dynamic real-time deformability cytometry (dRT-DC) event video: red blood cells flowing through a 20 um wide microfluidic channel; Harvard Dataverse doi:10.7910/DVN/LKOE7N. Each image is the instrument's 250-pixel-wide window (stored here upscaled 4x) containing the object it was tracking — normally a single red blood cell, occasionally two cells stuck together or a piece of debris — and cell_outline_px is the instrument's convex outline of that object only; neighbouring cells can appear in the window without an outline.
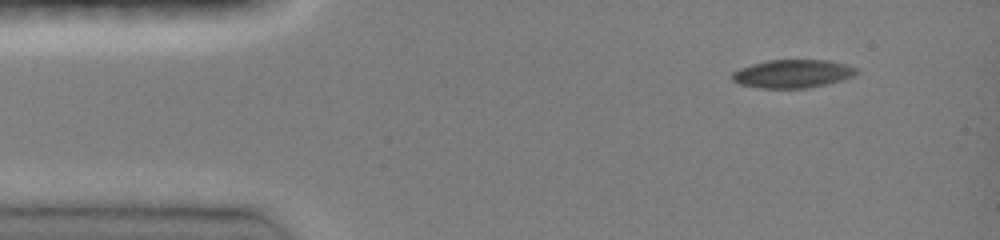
{"species": "common noctule bat (a hibernating species)", "species_latin": "Nyctalus noctula", "temperature_condition": "room temperature", "stored_images_in_passage": 22, "camera_frame_rate_fps": 3000, "um_per_image_px": 0.085, "animal": {"sex": "female", "body_mass_g": 19.0, "forearm_length_mm": 51.5}, "frame": {"image": 1, "passage_image": 1, "time_ms": 0.0, "image_size_px": [1000, 240], "cell_outline_px": [[856, 72], [852, 76], [840, 80], [824, 84], [804, 88], [760, 88], [740, 84], [732, 80], [732, 72], [740, 68], [752, 64], [768, 60], [828, 60], [848, 64], [856, 68]], "centroid_in_image_um": [67.34, 6.26], "position_along_channel_um": 17.7, "area_um2": 20.23}}
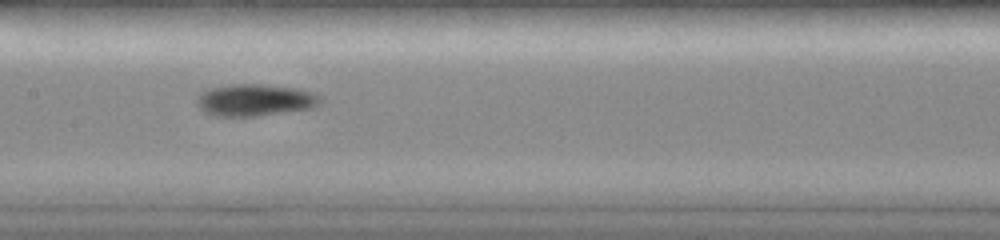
{"frame": {"image": 2, "passage_image": 13, "time_ms": 4.0, "image_size_px": [1000, 240], "cell_outline_px": [[320, 104], [316, 108], [256, 116], [212, 116], [204, 112], [196, 104], [196, 100], [204, 92], [212, 88], [232, 84], [256, 84], [296, 88], [316, 92], [320, 100]], "centroid_in_image_um": [21.71, 8.52], "position_along_channel_um": 185.7, "area_um2": 22.95}}
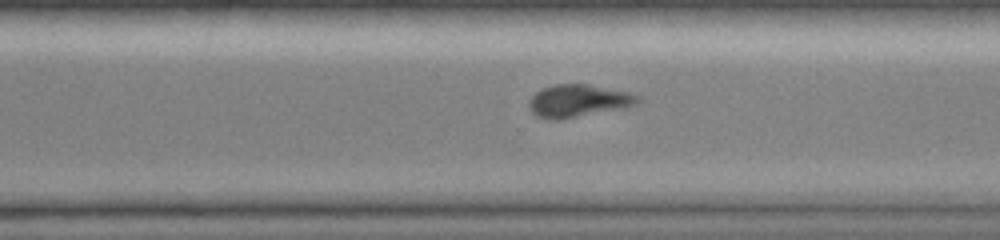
{"frame": {"image": 3, "passage_image": 21, "time_ms": 6.667, "image_size_px": [1000, 240], "cell_outline_px": [[640, 100], [636, 104], [624, 108], [560, 120], [552, 120], [536, 116], [528, 108], [528, 100], [540, 88], [556, 84], [588, 84], [628, 92], [640, 96]], "centroid_in_image_um": [49.12, 8.57], "position_along_channel_um": 321.5, "area_um2": 20.81}}